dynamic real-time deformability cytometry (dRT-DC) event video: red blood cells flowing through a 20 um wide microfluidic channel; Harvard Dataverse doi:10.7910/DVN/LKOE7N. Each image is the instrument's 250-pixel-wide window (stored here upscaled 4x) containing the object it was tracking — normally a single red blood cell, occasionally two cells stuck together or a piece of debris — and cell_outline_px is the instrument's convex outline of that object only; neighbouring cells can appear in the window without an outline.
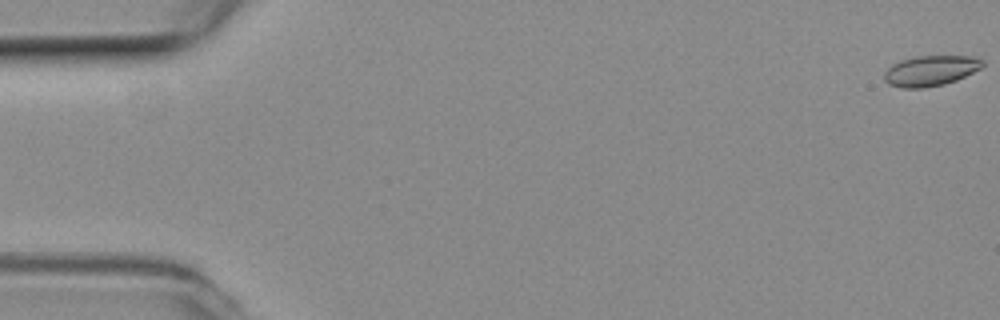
{"species": "common noctule bat (a hibernating species)", "species_latin": "Nyctalus noctula", "temperature_condition": "room temperature", "stored_images_in_passage": 15, "camera_frame_rate_fps": 3000, "um_per_image_px": 0.085, "animal": {"sex": "female", "body_mass_g": 19.3, "forearm_length_mm": 54.1}, "frame": {"image": 1, "passage_image": 1, "time_ms": 0.0, "image_size_px": [1000, 320], "cell_outline_px": [[984, 64], [980, 68], [956, 80], [944, 84], [924, 88], [900, 88], [888, 84], [884, 80], [884, 72], [892, 64], [900, 60], [916, 56], [972, 56], [984, 60]], "centroid_in_image_um": [79.06, 6.01], "position_along_channel_um": 5.9, "area_um2": 17.46}}
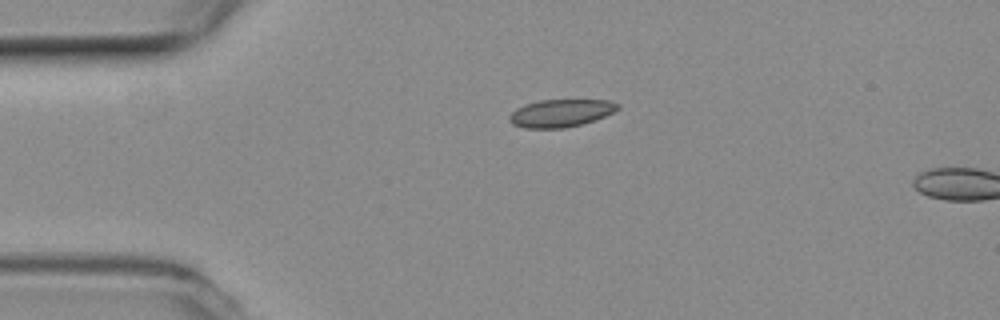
{"frame": {"image": 2, "passage_image": 13, "time_ms": 4.0, "image_size_px": [1000, 320], "cell_outline_px": [[620, 108], [616, 112], [596, 120], [564, 128], [524, 128], [512, 124], [508, 120], [508, 116], [516, 108], [540, 100], [608, 100], [620, 104]], "centroid_in_image_um": [47.7, 9.62], "position_along_channel_um": 37.3, "area_um2": 17.57}}